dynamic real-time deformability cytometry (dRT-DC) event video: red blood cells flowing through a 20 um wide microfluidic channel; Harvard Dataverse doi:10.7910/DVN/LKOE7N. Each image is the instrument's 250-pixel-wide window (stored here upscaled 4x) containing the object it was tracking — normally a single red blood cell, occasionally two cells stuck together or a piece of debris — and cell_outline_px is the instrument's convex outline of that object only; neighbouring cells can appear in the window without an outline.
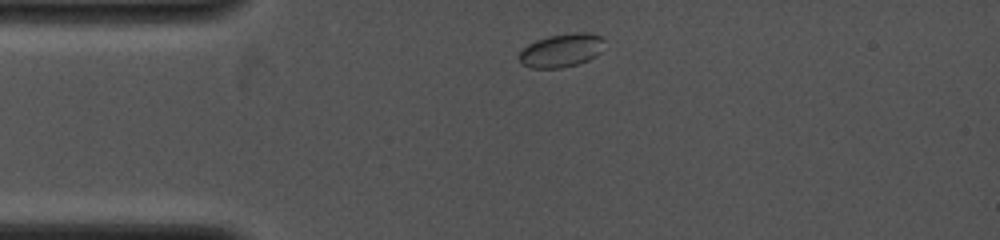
{"species": "common noctule bat (a hibernating species)", "species_latin": "Nyctalus noctula", "temperature_condition": "cold", "stored_images_in_passage": 5, "camera_frame_rate_fps": 4000, "um_per_image_px": 0.085, "animal": {"sex": "female", "body_mass_g": 19.0, "forearm_length_mm": 53.3}, "frame": {"image": 1, "passage_image": 1, "time_ms": 0.0, "image_size_px": [1000, 240], "cell_outline_px": [[604, 40], [600, 52], [596, 56], [588, 60], [576, 64], [560, 68], [532, 68], [520, 64], [520, 52], [528, 44], [536, 40], [548, 36], [576, 32], [588, 32], [604, 36]], "centroid_in_image_um": [47.74, 4.27], "position_along_channel_um": 37.3, "area_um2": 16.65}}
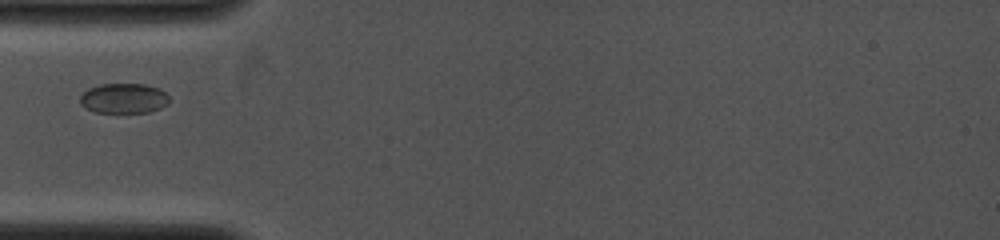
{"frame": {"image": 2, "passage_image": 4, "time_ms": 1.5, "image_size_px": [1000, 240], "cell_outline_px": [[168, 104], [160, 108], [148, 112], [96, 112], [80, 104], [80, 96], [88, 88], [100, 84], [144, 84], [160, 88], [168, 96]], "centroid_in_image_um": [10.52, 8.35], "position_along_channel_um": 74.5, "area_um2": 15.49}}